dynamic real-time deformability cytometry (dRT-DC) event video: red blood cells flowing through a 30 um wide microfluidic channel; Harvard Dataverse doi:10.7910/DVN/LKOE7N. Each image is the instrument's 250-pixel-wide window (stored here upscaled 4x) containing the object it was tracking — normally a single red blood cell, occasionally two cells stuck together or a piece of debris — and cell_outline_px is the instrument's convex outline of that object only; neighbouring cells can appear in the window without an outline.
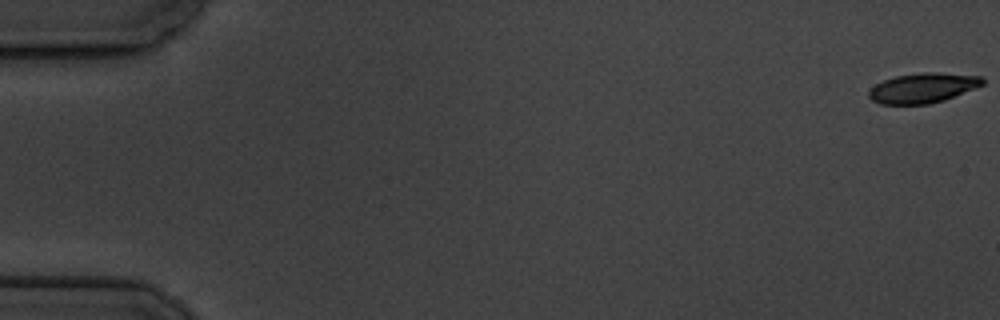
{"species": "common noctule bat (a hibernating species)", "species_latin": "Nyctalus noctula", "temperature_condition": "cold", "stored_images_in_passage": 6, "camera_frame_rate_fps": 3000, "um_per_image_px": 0.085, "animal": {"sex": "male", "body_mass_g": 19.5, "forearm_length_mm": 54.6}, "frame": {"image": 1, "passage_image": 1, "time_ms": 0.0, "image_size_px": [1000, 320], "cell_outline_px": [[984, 84], [976, 88], [944, 100], [928, 104], [880, 104], [872, 100], [868, 96], [868, 92], [876, 84], [884, 80], [896, 76], [924, 72], [936, 72], [984, 76]], "centroid_in_image_um": [78.48, 7.47], "position_along_channel_um": 6.5, "area_um2": 19.83}}
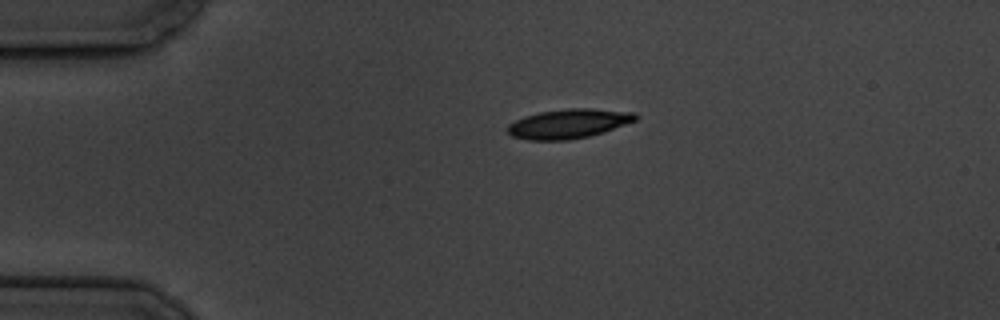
{"frame": {"image": 2, "passage_image": 5, "time_ms": 4.333, "image_size_px": [1000, 320], "cell_outline_px": [[640, 116], [636, 120], [604, 132], [588, 136], [568, 140], [528, 140], [512, 136], [508, 132], [508, 124], [524, 116], [540, 112], [568, 108], [592, 108], [636, 112]], "centroid_in_image_um": [48.36, 10.5], "position_along_channel_um": 36.6, "area_um2": 21.96}}